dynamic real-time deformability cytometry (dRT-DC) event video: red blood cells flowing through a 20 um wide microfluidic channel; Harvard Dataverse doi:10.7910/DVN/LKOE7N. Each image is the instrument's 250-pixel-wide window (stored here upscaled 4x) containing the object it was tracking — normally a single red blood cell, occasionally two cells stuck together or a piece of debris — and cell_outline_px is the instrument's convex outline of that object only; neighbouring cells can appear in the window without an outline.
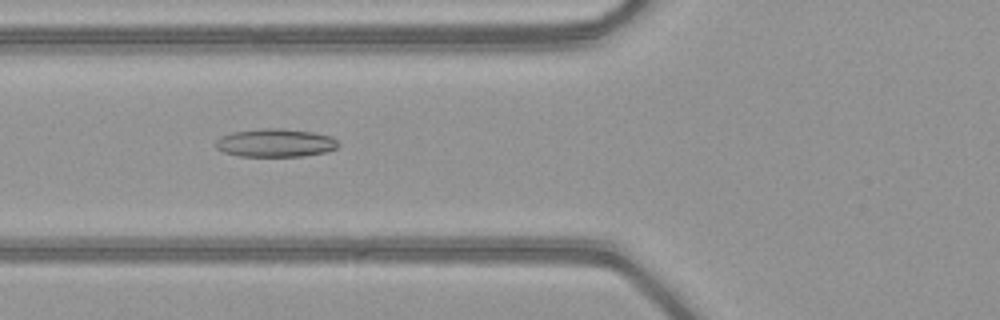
{"species": "common noctule bat (a hibernating species)", "species_latin": "Nyctalus noctula", "temperature_condition": "warm", "stored_images_in_passage": 36, "camera_frame_rate_fps": 3000, "um_per_image_px": 0.085, "animal": {"sex": "female", "body_mass_g": 21.9}, "frame": {"image": 1, "passage_image": 5, "time_ms": 1.333, "image_size_px": [1000, 320], "cell_outline_px": [[340, 144], [336, 148], [324, 152], [304, 156], [240, 156], [224, 152], [216, 148], [216, 140], [220, 136], [232, 132], [264, 128], [280, 128], [312, 132], [332, 136]], "centroid_in_image_um": [23.4, 12.14], "position_along_channel_um": 102.4, "area_um2": 20.11}}
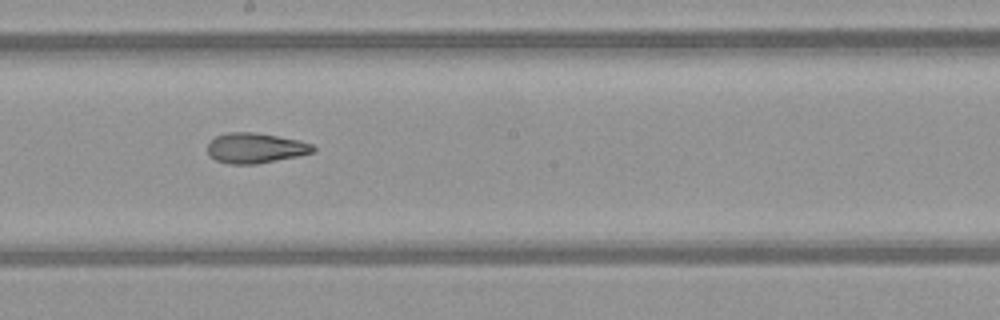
{"frame": {"image": 2, "passage_image": 14, "time_ms": 4.333, "image_size_px": [1000, 320], "cell_outline_px": [[316, 152], [256, 164], [228, 164], [216, 160], [208, 156], [208, 144], [216, 136], [228, 132], [252, 132], [300, 140], [312, 144], [316, 148]], "centroid_in_image_um": [21.71, 12.59], "position_along_channel_um": 226.5, "area_um2": 18.55}}
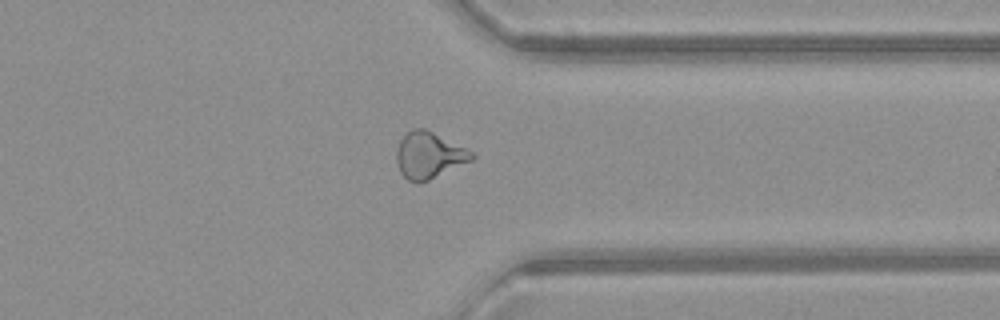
{"frame": {"image": 3, "passage_image": 25, "time_ms": 8.0, "image_size_px": [1000, 320], "cell_outline_px": [[476, 156], [472, 160], [420, 184], [416, 184], [408, 180], [400, 172], [396, 160], [396, 152], [400, 140], [412, 128], [424, 128], [472, 152]], "centroid_in_image_um": [36.42, 13.22], "position_along_channel_um": 375.0, "area_um2": 20.06}, "authors_computed_cell_mechanics": {"area_um2": 19.1896, "velocity_mm_per_s": 4.1109, "shape_relaxation_time_tau1_ms": null, "shape_relaxation_time_tau2_ms": 2.468, "deformation_change_tau1": null, "deformation_change_tau2": 0.1025}}